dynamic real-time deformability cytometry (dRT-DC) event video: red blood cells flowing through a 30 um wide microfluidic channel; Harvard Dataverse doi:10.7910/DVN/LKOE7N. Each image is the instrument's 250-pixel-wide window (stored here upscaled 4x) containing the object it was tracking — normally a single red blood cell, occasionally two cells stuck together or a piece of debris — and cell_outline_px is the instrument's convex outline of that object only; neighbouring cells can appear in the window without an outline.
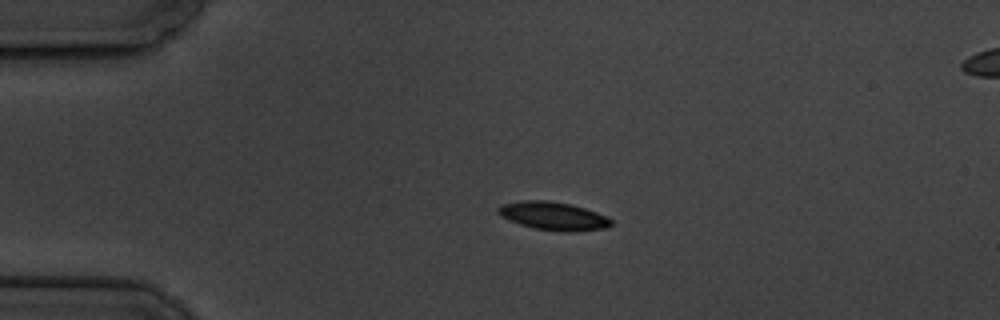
{"species": "common noctule bat (a hibernating species)", "species_latin": "Nyctalus noctula", "temperature_condition": "cold", "stored_images_in_passage": 2, "camera_frame_rate_fps": 3000, "um_per_image_px": 0.085, "animal": {"sex": "male", "body_mass_g": 19.5, "forearm_length_mm": 54.6}, "frame": {"image": 1, "passage_image": 1, "time_ms": 0.0, "image_size_px": [1000, 320], "cell_outline_px": [[612, 224], [608, 228], [572, 232], [564, 232], [532, 228], [508, 220], [500, 216], [496, 212], [496, 208], [504, 204], [524, 200], [548, 200], [572, 204], [608, 216], [612, 220]], "centroid_in_image_um": [47.04, 18.36], "position_along_channel_um": 38.0, "area_um2": 18.84}}